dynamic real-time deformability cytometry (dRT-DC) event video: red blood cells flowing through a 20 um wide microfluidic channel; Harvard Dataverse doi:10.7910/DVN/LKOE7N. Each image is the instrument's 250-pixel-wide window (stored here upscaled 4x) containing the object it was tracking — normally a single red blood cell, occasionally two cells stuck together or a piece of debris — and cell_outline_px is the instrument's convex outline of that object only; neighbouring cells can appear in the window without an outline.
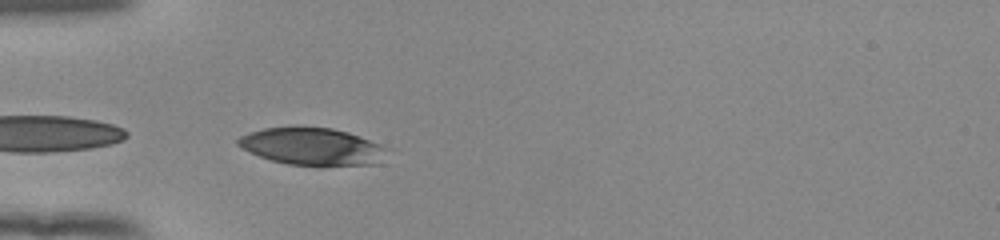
{"species": "human", "species_latin": "Homo sapiens", "temperature_condition": "room temperature", "stored_images_in_passage": 6, "camera_frame_rate_fps": 3000, "um_per_image_px": 0.085, "donor": {"sex": "female"}, "frame": {"image": 1, "passage_image": 1, "time_ms": 0.0, "image_size_px": [1000, 240], "cell_outline_px": [[392, 148], [376, 164], [320, 168], [288, 164], [272, 160], [260, 156], [236, 144], [236, 140], [240, 136], [264, 128], [332, 128], [348, 132]], "centroid_in_image_um": [26.63, 12.5], "position_along_channel_um": 58.4, "area_um2": 32.71}}
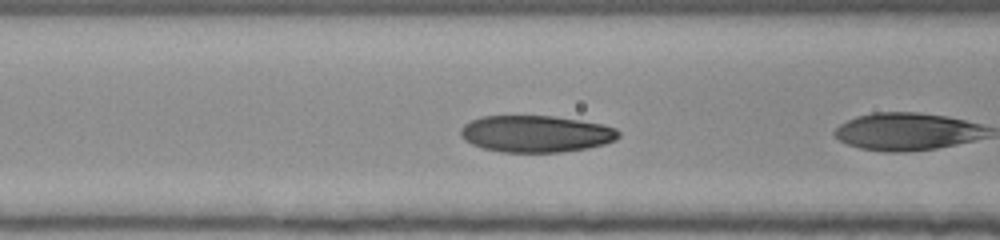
{"frame": {"image": 2, "passage_image": 4, "time_ms": 1.0, "image_size_px": [1000, 240], "cell_outline_px": [[620, 136], [616, 140], [604, 144], [588, 148], [560, 152], [500, 152], [484, 148], [472, 144], [464, 140], [460, 136], [460, 128], [464, 124], [480, 116], [556, 116], [604, 124], [616, 128], [620, 132]], "centroid_in_image_um": [45.57, 11.37], "position_along_channel_um": 121.0, "area_um2": 34.1}}